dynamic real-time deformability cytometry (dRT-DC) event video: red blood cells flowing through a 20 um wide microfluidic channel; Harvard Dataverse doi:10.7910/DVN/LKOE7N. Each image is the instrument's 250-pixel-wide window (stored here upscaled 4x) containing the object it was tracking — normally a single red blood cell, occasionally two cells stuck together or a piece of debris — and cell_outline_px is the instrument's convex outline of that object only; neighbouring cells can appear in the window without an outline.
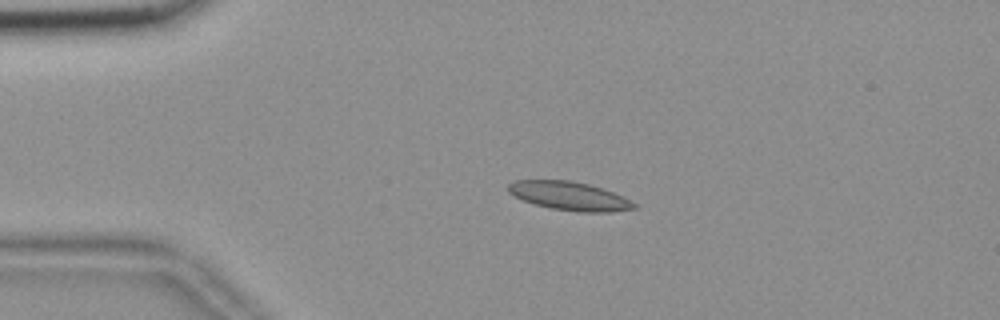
{"species": "common noctule bat (a hibernating species)", "species_latin": "Nyctalus noctula", "temperature_condition": "room temperature", "stored_images_in_passage": 55, "camera_frame_rate_fps": 3000, "um_per_image_px": 0.085, "animal": {"sex": "female", "body_mass_g": 18.4}, "frame": {"image": 1, "passage_image": 12, "time_ms": 3.667, "image_size_px": [1000, 320], "cell_outline_px": [[640, 208], [612, 212], [580, 212], [548, 208], [524, 200], [508, 192], [508, 184], [516, 180], [568, 180], [588, 184], [604, 188], [624, 196], [640, 204]], "centroid_in_image_um": [48.51, 16.67], "position_along_channel_um": 36.5, "area_um2": 21.27}}
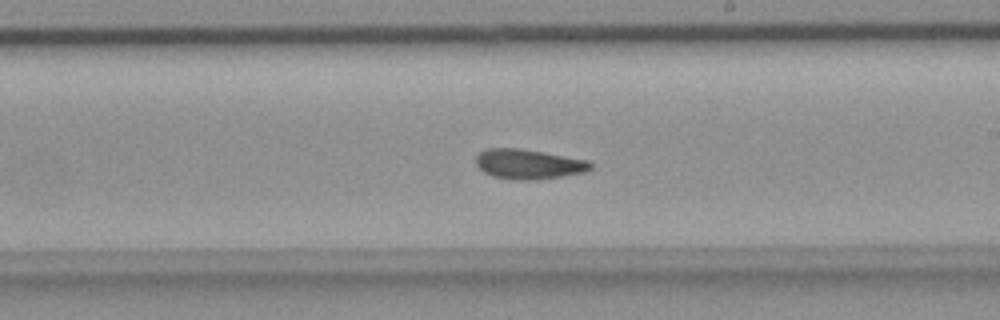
{"frame": {"image": 2, "passage_image": 32, "time_ms": 10.333, "image_size_px": [1000, 320], "cell_outline_px": [[592, 168], [584, 172], [564, 176], [536, 180], [512, 180], [492, 176], [484, 172], [476, 164], [476, 156], [484, 148], [520, 148], [544, 152], [588, 160], [592, 164]], "centroid_in_image_um": [44.91, 13.95], "position_along_channel_um": 244.1, "area_um2": 20.11}}
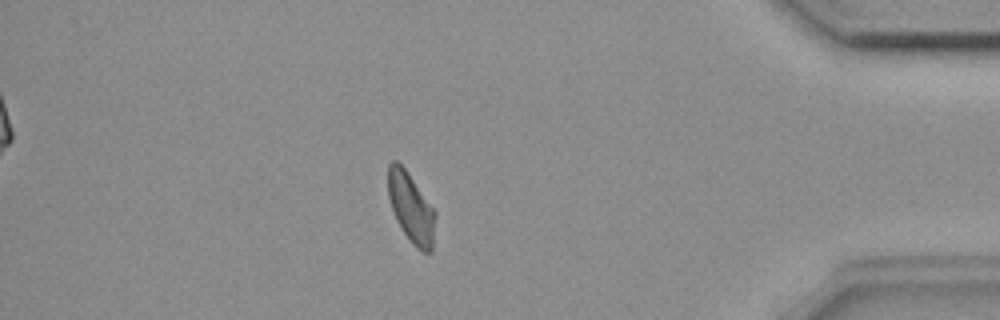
{"frame": {"image": 3, "passage_image": 48, "time_ms": 15.667, "image_size_px": [1000, 320], "cell_outline_px": [[436, 216], [432, 252], [424, 252], [416, 248], [412, 244], [400, 228], [396, 220], [388, 196], [388, 164], [392, 160], [396, 160], [404, 168], [436, 212]], "centroid_in_image_um": [34.94, 17.69], "position_along_channel_um": 400.3, "area_um2": 19.13}, "authors_computed_cell_mechanics": {"area_um2": 19.9988, "velocity_mm_per_s": 3.651, "shape_relaxation_time_tau1_ms": null, "shape_relaxation_time_tau2_ms": 6.0508, "deformation_change_tau1": null, "deformation_change_tau2": 0.1133}}